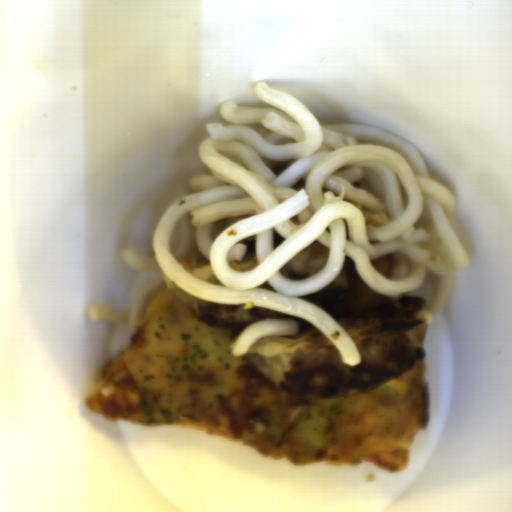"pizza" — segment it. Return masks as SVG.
Segmentation results:
<instances>
[{
    "mask_svg": "<svg viewBox=\"0 0 512 512\" xmlns=\"http://www.w3.org/2000/svg\"><path fill=\"white\" fill-rule=\"evenodd\" d=\"M420 362L372 391L309 398L280 389L231 337L191 316L163 281L125 349L98 375L86 410L111 422L220 434L299 465L406 469L429 422L426 324Z\"/></svg>",
    "mask_w": 512,
    "mask_h": 512,
    "instance_id": "1",
    "label": "pizza"
}]
</instances>
